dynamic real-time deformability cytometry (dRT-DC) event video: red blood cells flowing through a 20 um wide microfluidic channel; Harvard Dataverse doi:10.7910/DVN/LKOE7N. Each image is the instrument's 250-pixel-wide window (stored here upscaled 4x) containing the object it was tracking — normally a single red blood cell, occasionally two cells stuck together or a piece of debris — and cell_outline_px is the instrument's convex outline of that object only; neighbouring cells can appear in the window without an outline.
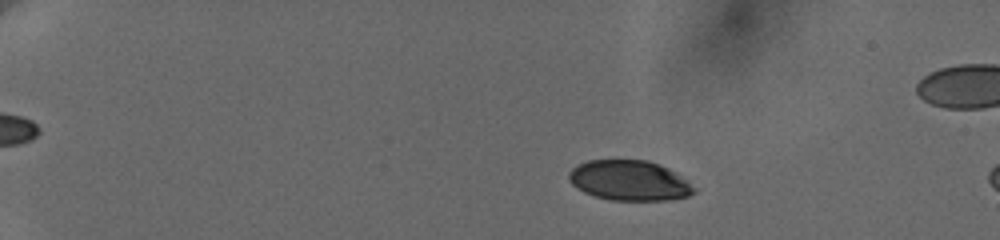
{"species": "human", "species_latin": "Homo sapiens", "temperature_condition": "cold", "stored_images_in_passage": 14, "camera_frame_rate_fps": 3000, "um_per_image_px": 0.085, "donor": {"sex": "female"}, "frame": {"image": 1, "passage_image": 7, "time_ms": 2.333, "image_size_px": [1000, 240], "cell_outline_px": [[696, 192], [688, 196], [672, 200], [612, 200], [596, 196], [584, 192], [572, 184], [568, 180], [568, 172], [572, 168], [588, 160], [648, 160], [660, 164], [676, 172], [696, 188]], "centroid_in_image_um": [53.52, 15.34], "position_along_channel_um": 31.5, "area_um2": 29.36}}